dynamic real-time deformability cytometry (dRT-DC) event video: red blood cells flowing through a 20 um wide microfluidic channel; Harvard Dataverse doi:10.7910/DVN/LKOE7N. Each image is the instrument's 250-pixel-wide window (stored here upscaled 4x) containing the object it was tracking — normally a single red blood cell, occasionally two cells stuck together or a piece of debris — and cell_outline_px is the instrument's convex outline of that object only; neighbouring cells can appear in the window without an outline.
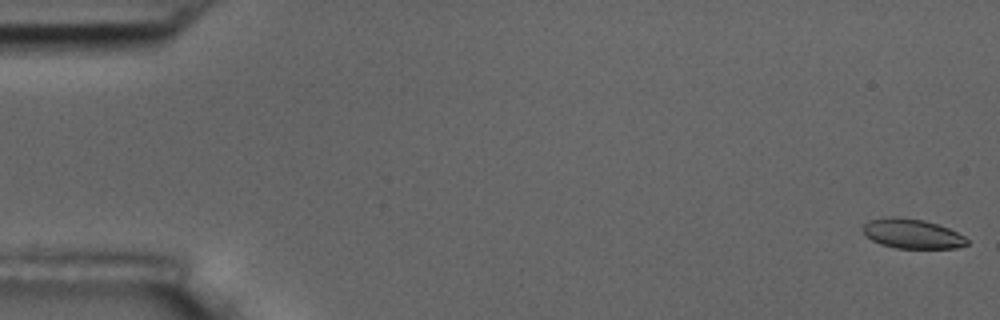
{"species": "common noctule bat (a hibernating species)", "species_latin": "Nyctalus noctula", "temperature_condition": "room temperature", "stored_images_in_passage": 8, "camera_frame_rate_fps": 3000, "um_per_image_px": 0.085, "animal": {"sex": "male", "body_mass_g": 17.5, "forearm_length_mm": 52.3}, "frame": {"image": 1, "passage_image": 1, "time_ms": 0.0, "image_size_px": [1000, 320], "cell_outline_px": [[968, 244], [956, 248], [896, 248], [880, 244], [872, 240], [860, 228], [868, 220], [892, 216], [896, 216], [924, 220], [948, 228], [964, 236], [968, 240]], "centroid_in_image_um": [77.51, 19.86], "position_along_channel_um": 7.5, "area_um2": 17.92}}
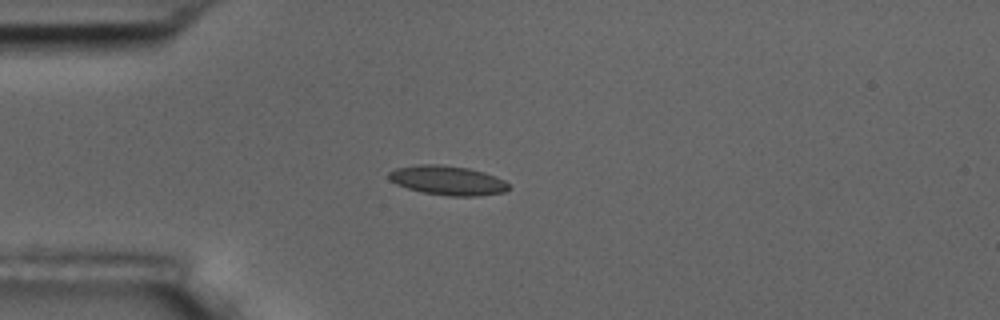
{"frame": {"image": 2, "passage_image": 5, "time_ms": 4.667, "image_size_px": [1000, 320], "cell_outline_px": [[508, 188], [504, 192], [476, 196], [448, 196], [424, 192], [408, 188], [396, 184], [388, 180], [388, 172], [396, 168], [416, 164], [440, 164], [468, 168], [484, 172], [496, 176], [504, 180], [508, 184]], "centroid_in_image_um": [38.01, 15.32], "position_along_channel_um": 47.0, "area_um2": 20.52}}